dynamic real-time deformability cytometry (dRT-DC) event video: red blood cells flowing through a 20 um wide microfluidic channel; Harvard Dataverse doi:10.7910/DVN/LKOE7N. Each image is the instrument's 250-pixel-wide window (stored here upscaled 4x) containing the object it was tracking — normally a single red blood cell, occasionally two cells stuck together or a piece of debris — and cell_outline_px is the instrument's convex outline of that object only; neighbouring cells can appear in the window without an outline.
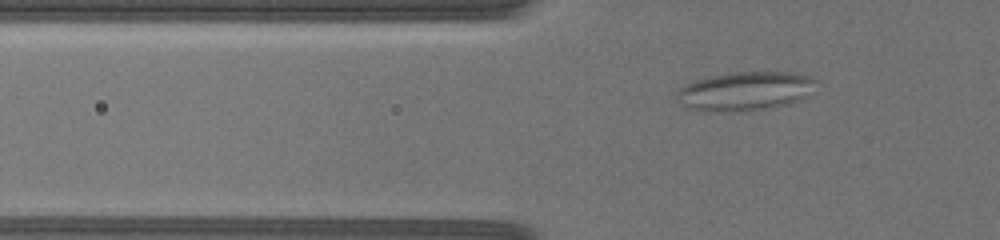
{"species": "common noctule bat (a hibernating species)", "species_latin": "Nyctalus noctula", "temperature_condition": "warm", "stored_images_in_passage": 37, "camera_frame_rate_fps": 3000, "um_per_image_px": 0.085, "animal": {"sex": "female", "body_mass_g": 19.5, "forearm_length_mm": 54.1}, "frame": {"image": 1, "passage_image": 2, "time_ms": 0.333, "image_size_px": [1000, 240], "cell_outline_px": [[816, 80], [804, 96], [788, 104], [768, 108], [740, 112], [712, 112], [688, 108], [680, 104], [676, 96], [676, 92], [684, 84], [692, 80], [708, 76], [728, 72], [792, 72], [812, 76]], "centroid_in_image_um": [63.23, 7.74], "position_along_channel_um": 62.6, "area_um2": 31.73}}
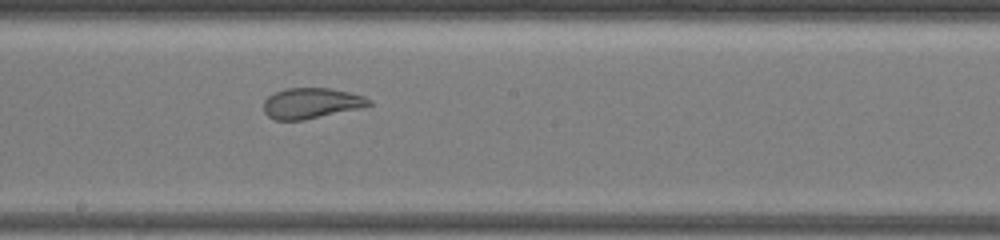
{"frame": {"image": 2, "passage_image": 17, "time_ms": 6.333, "image_size_px": [1000, 240], "cell_outline_px": [[372, 104], [360, 108], [304, 120], [276, 120], [268, 116], [264, 112], [264, 100], [268, 96], [284, 88], [328, 88], [348, 92], [364, 96], [372, 100]], "centroid_in_image_um": [26.45, 8.77], "position_along_channel_um": 221.7, "area_um2": 18.73}}
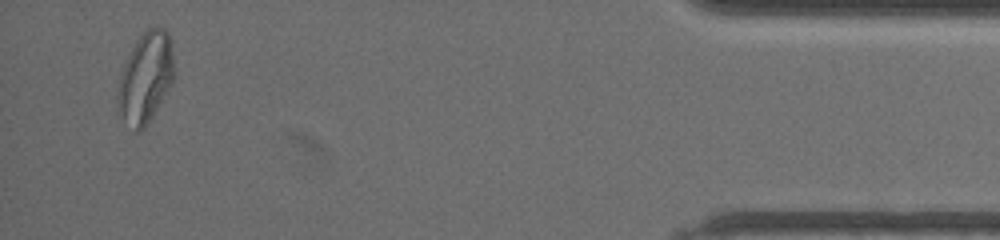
{"frame": {"image": 3, "passage_image": 36, "time_ms": 15.667, "image_size_px": [1000, 240], "cell_outline_px": [[172, 84], [152, 116], [144, 128], [140, 132], [136, 132], [120, 116], [116, 96], [120, 72], [132, 48], [140, 36], [148, 28], [164, 28], [168, 32], [172, 40]], "centroid_in_image_um": [12.35, 6.61], "position_along_channel_um": 422.9, "area_um2": 29.42}}